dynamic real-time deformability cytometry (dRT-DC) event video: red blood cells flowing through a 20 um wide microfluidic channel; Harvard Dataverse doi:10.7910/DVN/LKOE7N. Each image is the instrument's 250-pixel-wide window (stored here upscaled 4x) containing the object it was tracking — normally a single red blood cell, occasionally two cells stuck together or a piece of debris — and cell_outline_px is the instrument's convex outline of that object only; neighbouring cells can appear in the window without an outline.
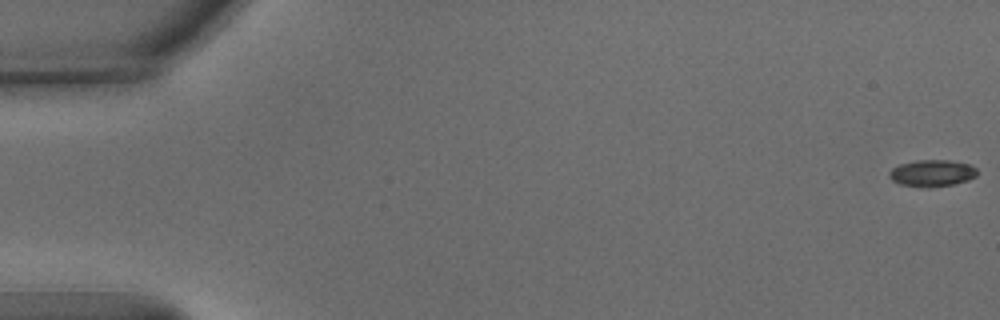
{"species": "common noctule bat (a hibernating species)", "species_latin": "Nyctalus noctula", "temperature_condition": "warm", "stored_images_in_passage": 54, "camera_frame_rate_fps": 3000, "um_per_image_px": 0.085, "animal": {"sex": "male", "body_mass_g": 15.6}, "frame": {"image": 1, "passage_image": 1, "time_ms": 0.0, "image_size_px": [1000, 320], "cell_outline_px": [[976, 176], [968, 180], [952, 184], [928, 188], [900, 184], [892, 180], [888, 176], [888, 172], [892, 168], [900, 164], [916, 160], [948, 160], [968, 164], [976, 168]], "centroid_in_image_um": [79.19, 14.72], "position_along_channel_um": 5.8, "area_um2": 13.64}}
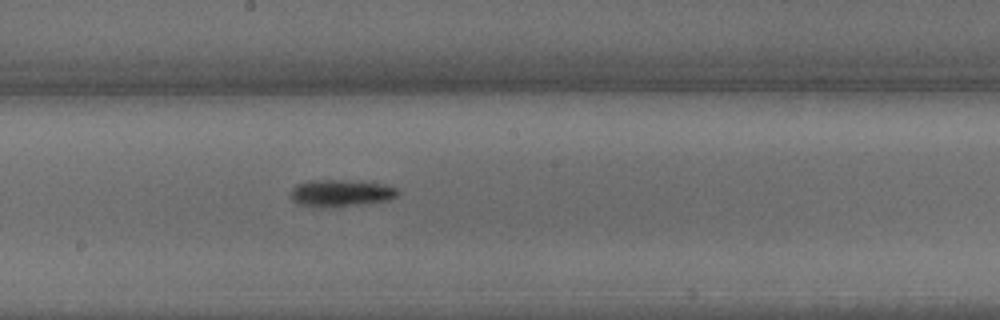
{"frame": {"image": 2, "passage_image": 30, "time_ms": 9.667, "image_size_px": [1000, 320], "cell_outline_px": [[400, 192], [396, 196], [388, 200], [332, 208], [324, 208], [296, 204], [292, 200], [288, 192], [296, 184], [308, 180], [336, 180], [380, 184], [396, 188]], "centroid_in_image_um": [28.86, 16.43], "position_along_channel_um": 219.3, "area_um2": 16.88}}
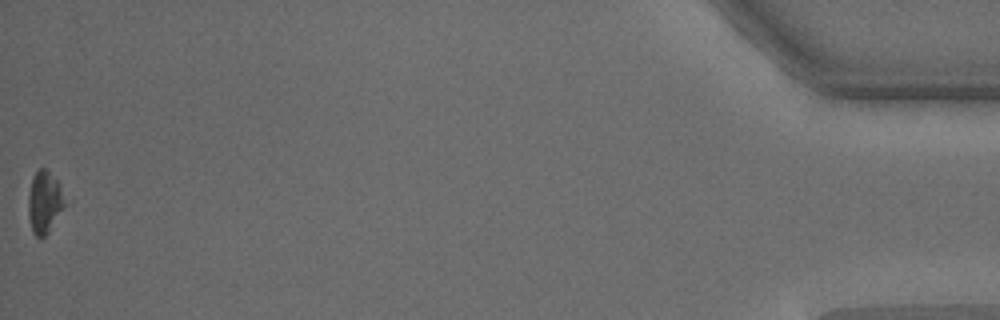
{"frame": {"image": 3, "passage_image": 54, "time_ms": 17.667, "image_size_px": [1000, 320], "cell_outline_px": [[68, 204], [48, 232], [44, 236], [36, 236], [32, 232], [28, 216], [28, 196], [32, 176], [40, 168], [48, 168], [60, 184]], "centroid_in_image_um": [3.81, 17.15], "position_along_channel_um": 431.4, "area_um2": 13.64}, "authors_computed_cell_mechanics": {"area_um2": 14.8257, "velocity_mm_per_s": 3.8425, "shape_relaxation_time_tau1_ms": 2.7498, "shape_relaxation_time_tau2_ms": null, "deformation_change_tau1": 0.1386, "deformation_change_tau2": null}}